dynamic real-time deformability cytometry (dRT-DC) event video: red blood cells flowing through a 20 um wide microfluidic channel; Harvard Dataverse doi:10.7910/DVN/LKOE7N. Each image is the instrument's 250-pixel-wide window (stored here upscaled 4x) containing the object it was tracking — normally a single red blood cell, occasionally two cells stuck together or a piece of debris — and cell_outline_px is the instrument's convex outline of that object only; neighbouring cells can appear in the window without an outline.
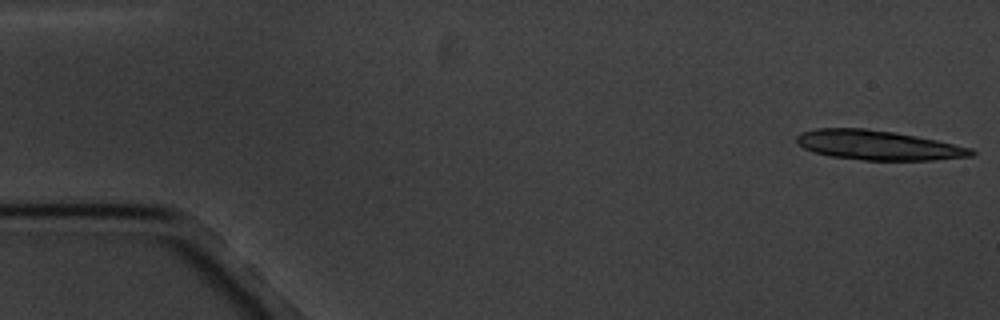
{"species": "common noctule bat (a hibernating species)", "species_latin": "Nyctalus noctula", "temperature_condition": "cold", "stored_images_in_passage": 16, "camera_frame_rate_fps": 3000, "um_per_image_px": 0.085, "animal": {"sex": "male", "body_mass_g": 20.1, "forearm_length_mm": 53.5}, "frame": {"image": 1, "passage_image": 1, "time_ms": 0.0, "image_size_px": [1000, 320], "cell_outline_px": [[976, 152], [972, 156], [932, 160], [864, 160], [828, 156], [812, 152], [804, 148], [796, 140], [796, 136], [804, 132], [816, 128], [868, 128], [896, 132], [936, 140], [972, 148]], "centroid_in_image_um": [74.63, 12.34], "position_along_channel_um": 10.4, "area_um2": 30.11}}
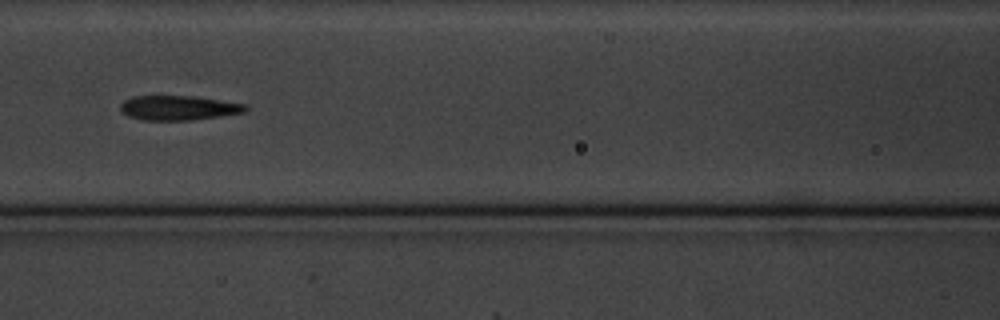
{"frame": {"image": 2, "passage_image": 8, "time_ms": 8.0, "image_size_px": [1000, 320], "cell_outline_px": [[248, 108], [244, 112], [220, 116], [192, 120], [140, 120], [128, 116], [120, 112], [120, 104], [124, 100], [132, 96], [192, 96], [220, 100], [244, 104]], "centroid_in_image_um": [15.11, 9.17], "position_along_channel_um": 151.5, "area_um2": 17.92}}
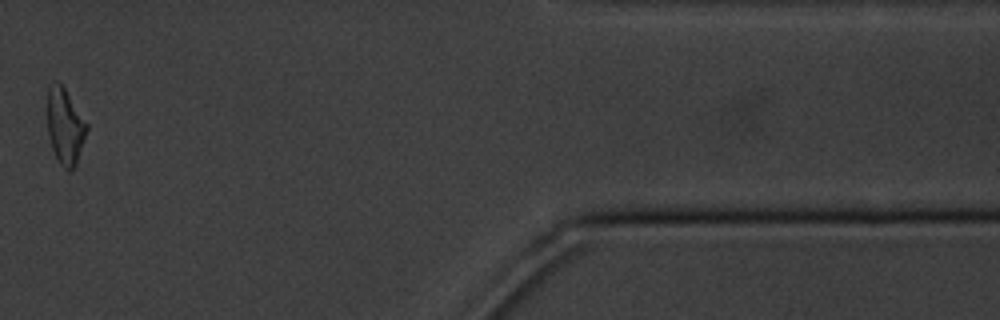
{"frame": {"image": 3, "passage_image": 15, "time_ms": 17.0, "image_size_px": [1000, 320], "cell_outline_px": [[88, 128], [76, 168], [72, 172], [68, 172], [60, 164], [52, 148], [48, 136], [48, 88], [56, 80], [64, 88], [88, 124]], "centroid_in_image_um": [5.55, 10.81], "position_along_channel_um": 405.9, "area_um2": 17.46}, "authors_computed_cell_mechanics": {"area_um2": 18.8717, "velocity_mm_per_s": 3.3915, "shape_relaxation_time_tau1_ms": 2.8976, "shape_relaxation_time_tau2_ms": 5.563, "deformation_change_tau1": 0.1609, "deformation_change_tau2": 0.1439}}